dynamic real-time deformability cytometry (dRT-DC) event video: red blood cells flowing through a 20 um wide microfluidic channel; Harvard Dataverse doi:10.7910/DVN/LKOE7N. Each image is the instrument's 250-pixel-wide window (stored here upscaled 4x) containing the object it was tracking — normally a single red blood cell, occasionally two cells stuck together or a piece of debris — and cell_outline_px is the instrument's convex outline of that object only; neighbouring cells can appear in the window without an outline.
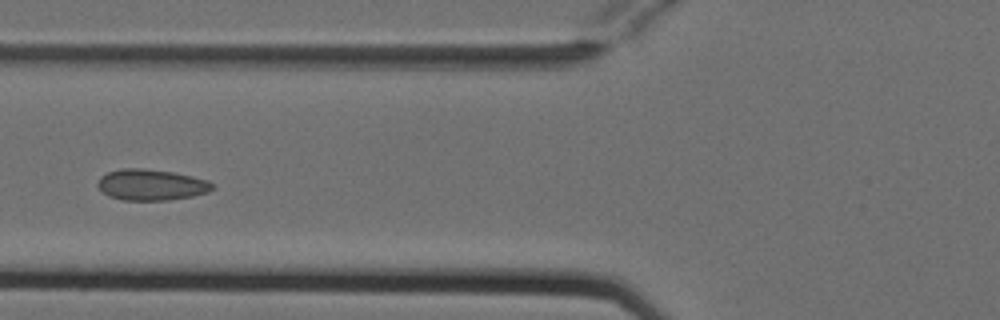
{"species": "Egyptian fruit bat (a non-hibernating species)", "species_latin": "Rousettus aegyptiacus", "temperature_condition": "cold", "stored_images_in_passage": 5, "camera_frame_rate_fps": 3000, "um_per_image_px": 0.085, "animal": {"sex": "female"}, "frame": {"image": 1, "passage_image": 5, "time_ms": 1.333, "image_size_px": [1000, 320], "cell_outline_px": [[216, 188], [208, 192], [192, 196], [168, 200], [124, 200], [108, 196], [96, 184], [100, 176], [108, 172], [120, 168], [144, 168], [172, 172], [192, 176], [208, 180]], "centroid_in_image_um": [12.85, 15.7], "position_along_channel_um": 112.9, "area_um2": 20.81}}